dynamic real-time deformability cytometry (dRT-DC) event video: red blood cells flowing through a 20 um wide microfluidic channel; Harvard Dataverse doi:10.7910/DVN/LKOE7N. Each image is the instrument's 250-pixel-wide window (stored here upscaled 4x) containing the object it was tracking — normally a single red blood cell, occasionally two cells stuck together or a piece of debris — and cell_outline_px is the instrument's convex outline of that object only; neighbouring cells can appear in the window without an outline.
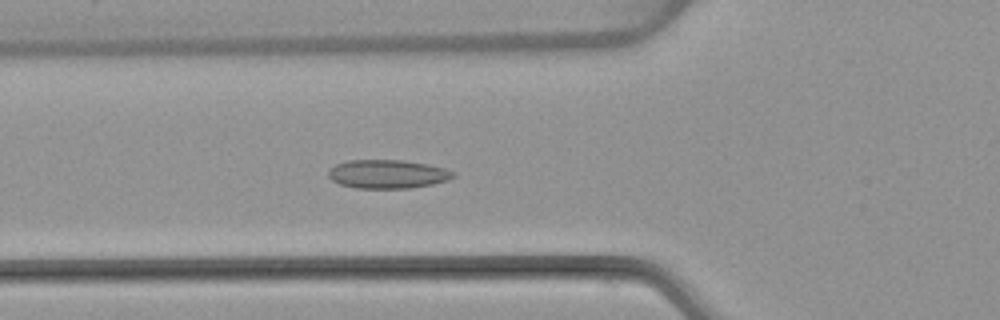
{"species": "common noctule bat (a hibernating species)", "species_latin": "Nyctalus noctula", "temperature_condition": "warm", "stored_images_in_passage": 53, "camera_frame_rate_fps": 3000, "um_per_image_px": 0.085, "animal": {"sex": "female", "body_mass_g": 22.7, "forearm_length_mm": 54.2}, "frame": {"image": 1, "passage_image": 19, "time_ms": 6.0, "image_size_px": [1000, 320], "cell_outline_px": [[456, 176], [448, 180], [432, 184], [408, 188], [356, 188], [340, 184], [332, 180], [328, 176], [328, 168], [336, 164], [348, 160], [404, 160], [428, 164], [444, 168], [456, 172]], "centroid_in_image_um": [32.94, 14.79], "position_along_channel_um": 92.9, "area_um2": 20.98}}
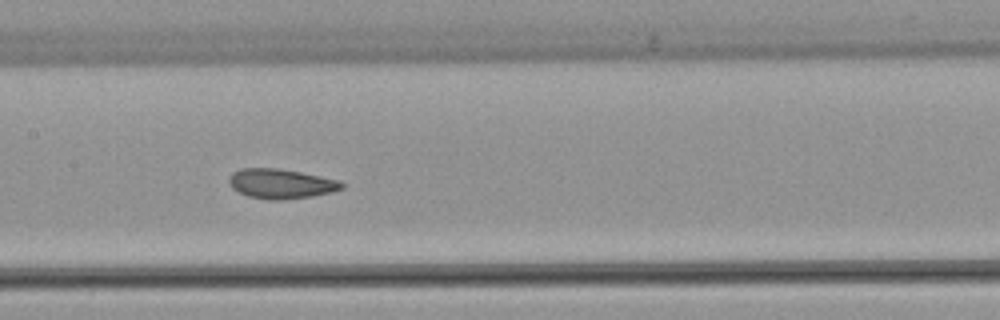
{"frame": {"image": 2, "passage_image": 26, "time_ms": 8.333, "image_size_px": [1000, 320], "cell_outline_px": [[344, 188], [332, 192], [312, 196], [284, 200], [268, 200], [248, 196], [232, 188], [228, 180], [232, 172], [240, 168], [276, 168], [300, 172], [340, 180], [344, 184]], "centroid_in_image_um": [23.89, 15.62], "position_along_channel_um": 183.5, "area_um2": 19.59}}
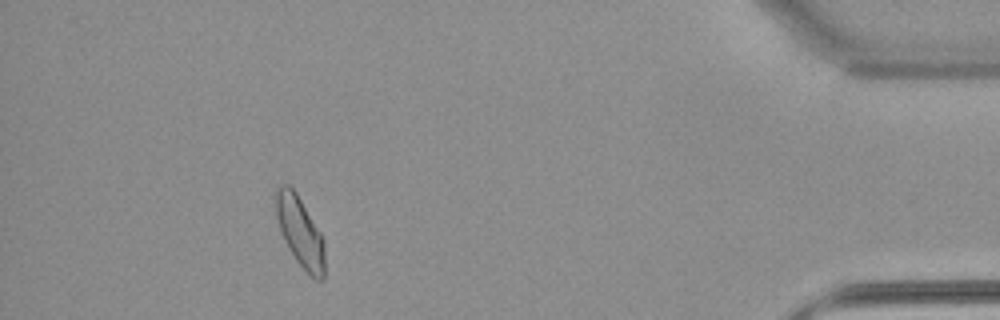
{"frame": {"image": 3, "passage_image": 48, "time_ms": 15.667, "image_size_px": [1000, 320], "cell_outline_px": [[324, 280], [316, 280], [296, 260], [288, 248], [284, 240], [276, 216], [272, 192], [280, 184], [288, 184], [296, 192], [320, 232], [324, 240]], "centroid_in_image_um": [25.46, 19.63], "position_along_channel_um": 409.7, "area_um2": 20.06}, "authors_computed_cell_mechanics": {"area_um2": 19.9988, "velocity_mm_per_s": 3.8653, "shape_relaxation_time_tau1_ms": 9.3141, "shape_relaxation_time_tau2_ms": 2.1915, "deformation_change_tau1": 0.1594, "deformation_change_tau2": 0.0659}}